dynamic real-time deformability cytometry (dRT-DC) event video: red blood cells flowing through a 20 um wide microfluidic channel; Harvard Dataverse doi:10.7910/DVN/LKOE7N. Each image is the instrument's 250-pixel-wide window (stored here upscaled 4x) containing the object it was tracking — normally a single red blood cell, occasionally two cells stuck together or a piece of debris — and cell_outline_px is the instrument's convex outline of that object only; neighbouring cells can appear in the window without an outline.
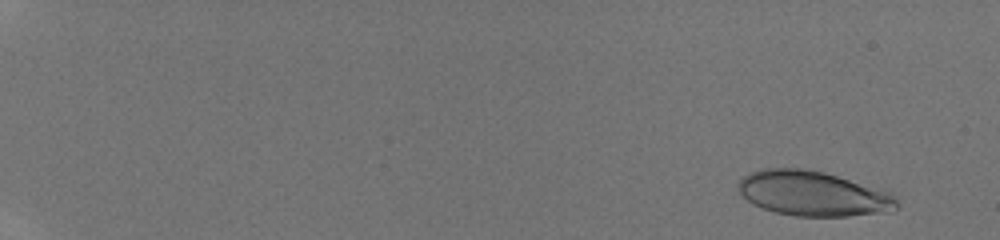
{"species": "human", "species_latin": "Homo sapiens", "temperature_condition": "room temperature", "stored_images_in_passage": 46, "camera_frame_rate_fps": 3000, "um_per_image_px": 0.085, "donor": {"sex": "male"}, "frame": {"image": 1, "passage_image": 2, "time_ms": 0.333, "image_size_px": [1000, 240], "cell_outline_px": [[900, 204], [892, 212], [848, 216], [796, 216], [776, 212], [752, 204], [740, 192], [736, 184], [744, 176], [752, 172], [764, 168], [800, 168], [824, 172], [884, 188], [892, 192]], "centroid_in_image_um": [69.2, 16.45], "position_along_channel_um": 15.8, "area_um2": 41.96}}
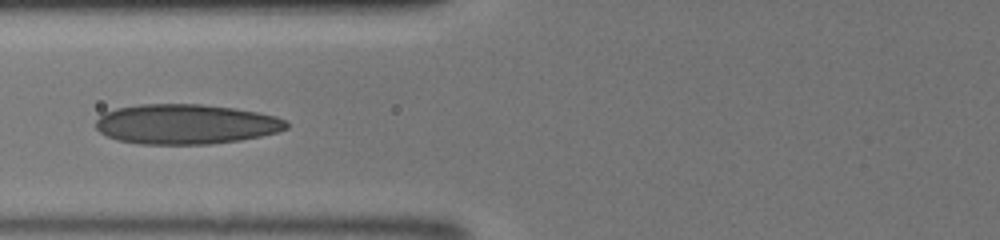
{"frame": {"image": 2, "passage_image": 21, "time_ms": 6.667, "image_size_px": [1000, 240], "cell_outline_px": [[288, 128], [276, 132], [260, 136], [240, 140], [212, 144], [140, 144], [116, 140], [100, 132], [96, 128], [96, 120], [104, 112], [116, 108], [140, 104], [200, 104], [232, 108], [260, 112], [276, 116], [288, 120]], "centroid_in_image_um": [15.8, 10.55], "position_along_channel_um": 110.0, "area_um2": 44.56}}
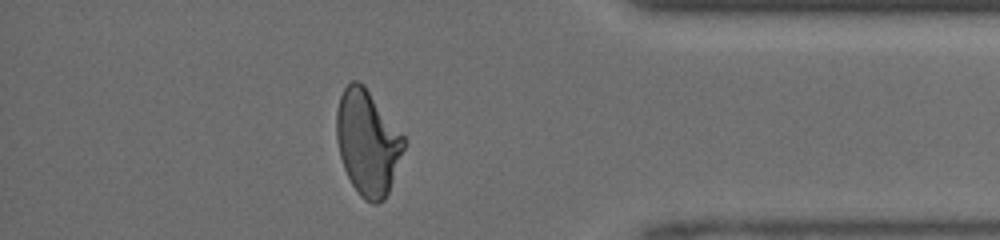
{"frame": {"image": 3, "passage_image": 41, "time_ms": 13.333, "image_size_px": [1000, 240], "cell_outline_px": [[408, 140], [388, 192], [384, 200], [376, 204], [372, 204], [364, 200], [360, 196], [352, 184], [344, 168], [340, 156], [336, 140], [336, 112], [340, 96], [344, 88], [352, 80], [356, 80], [364, 84]], "centroid_in_image_um": [31.25, 12.11], "position_along_channel_um": 403.9, "area_um2": 41.56}}